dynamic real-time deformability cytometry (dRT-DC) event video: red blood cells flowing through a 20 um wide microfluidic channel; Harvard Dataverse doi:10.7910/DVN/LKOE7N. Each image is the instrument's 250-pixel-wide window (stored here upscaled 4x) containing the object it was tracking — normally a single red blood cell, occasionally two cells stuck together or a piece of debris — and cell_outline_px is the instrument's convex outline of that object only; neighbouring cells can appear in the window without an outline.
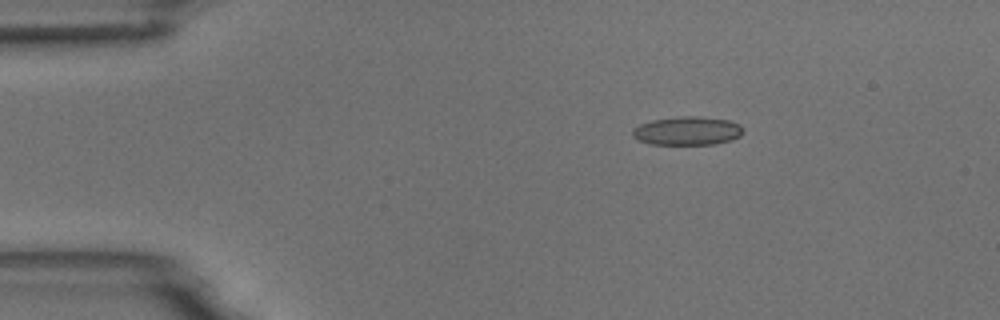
{"species": "common noctule bat (a hibernating species)", "species_latin": "Nyctalus noctula", "temperature_condition": "room temperature", "stored_images_in_passage": 3, "camera_frame_rate_fps": 3000, "um_per_image_px": 0.085, "animal": {"sex": "male", "body_mass_g": 18.8}, "frame": {"image": 1, "passage_image": 1, "time_ms": 0.0, "image_size_px": [1000, 320], "cell_outline_px": [[744, 132], [740, 136], [732, 140], [716, 144], [652, 144], [636, 140], [632, 136], [632, 132], [640, 124], [652, 120], [680, 116], [700, 116], [728, 120], [740, 124], [744, 128]], "centroid_in_image_um": [58.46, 11.12], "position_along_channel_um": 26.5, "area_um2": 18.55}}
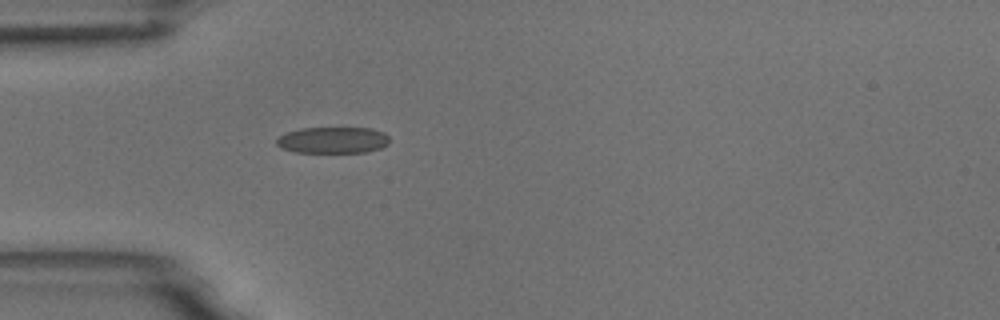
{"frame": {"image": 2, "passage_image": 3, "time_ms": 2.333, "image_size_px": [1000, 320], "cell_outline_px": [[388, 144], [380, 148], [368, 152], [296, 152], [284, 148], [276, 144], [276, 140], [280, 136], [288, 132], [300, 128], [372, 128], [384, 132], [388, 136]], "centroid_in_image_um": [28.33, 11.9], "position_along_channel_um": 56.7, "area_um2": 17.22}}